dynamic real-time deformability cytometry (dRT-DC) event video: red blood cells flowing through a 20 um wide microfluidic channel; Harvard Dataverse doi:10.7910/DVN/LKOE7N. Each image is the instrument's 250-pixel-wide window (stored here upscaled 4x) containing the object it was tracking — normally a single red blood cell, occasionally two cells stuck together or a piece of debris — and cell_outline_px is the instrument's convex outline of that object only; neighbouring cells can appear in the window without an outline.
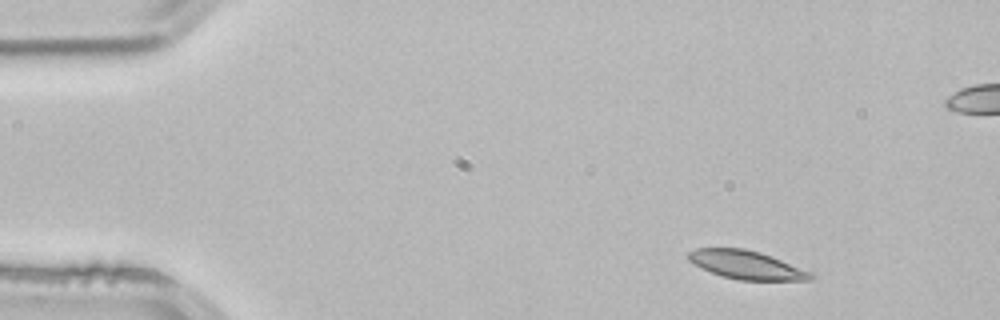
{"species": "common noctule bat (a hibernating species)", "species_latin": "Nyctalus noctula", "temperature_condition": "room temperature", "stored_images_in_passage": 3, "camera_frame_rate_fps": 3000, "um_per_image_px": 0.085, "animal": {"sex": "male", "body_mass_g": 21.5, "forearm_length_mm": 52.0}, "frame": {"image": 1, "passage_image": 1, "time_ms": 0.0, "image_size_px": [1000, 320], "cell_outline_px": [[816, 276], [808, 280], [740, 280], [720, 276], [700, 268], [688, 260], [688, 252], [696, 248], [744, 248], [760, 252], [772, 256], [812, 272]], "centroid_in_image_um": [63.44, 22.51], "position_along_channel_um": 21.6, "area_um2": 20.4}}